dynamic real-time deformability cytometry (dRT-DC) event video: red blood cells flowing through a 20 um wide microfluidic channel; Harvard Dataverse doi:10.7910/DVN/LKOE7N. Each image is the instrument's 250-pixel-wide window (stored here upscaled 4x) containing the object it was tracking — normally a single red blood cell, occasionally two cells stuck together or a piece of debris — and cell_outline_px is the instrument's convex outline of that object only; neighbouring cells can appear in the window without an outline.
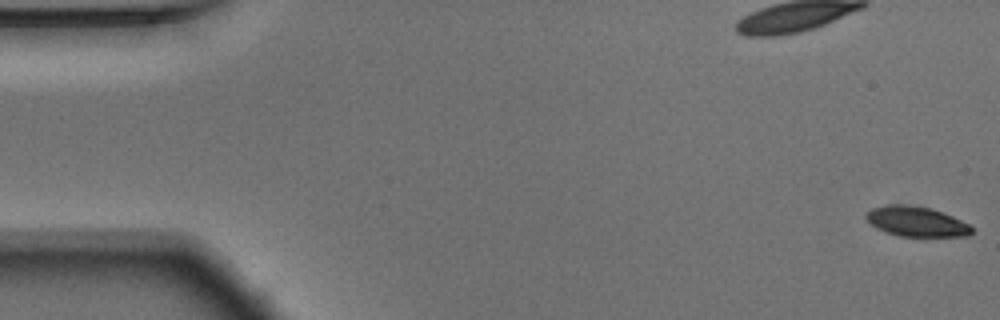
{"species": "Egyptian fruit bat (a non-hibernating species)", "species_latin": "Rousettus aegyptiacus", "temperature_condition": "warm", "stored_images_in_passage": 54, "camera_frame_rate_fps": 3000, "um_per_image_px": 0.085, "animal": {"sex": "male"}, "frame": {"image": 1, "passage_image": 1, "time_ms": 0.0, "image_size_px": [1000, 320], "cell_outline_px": [[972, 232], [968, 236], [900, 236], [884, 232], [876, 228], [864, 216], [872, 208], [884, 204], [908, 204], [932, 208], [952, 216], [968, 224], [972, 228]], "centroid_in_image_um": [77.86, 18.82], "position_along_channel_um": 7.1, "area_um2": 18.5}}
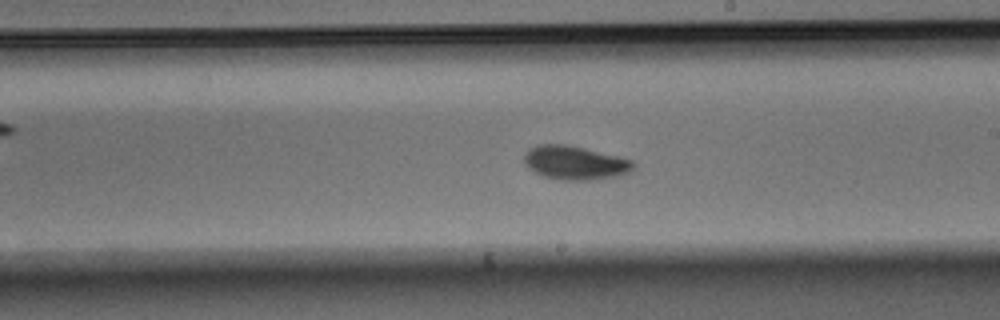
{"frame": {"image": 2, "passage_image": 31, "time_ms": 10.0, "image_size_px": [1000, 320], "cell_outline_px": [[636, 168], [632, 172], [620, 176], [588, 180], [560, 180], [544, 176], [528, 168], [524, 160], [524, 156], [528, 148], [540, 144], [564, 144], [584, 148], [632, 160], [636, 164]], "centroid_in_image_um": [48.91, 13.84], "position_along_channel_um": 240.1, "area_um2": 21.56}}
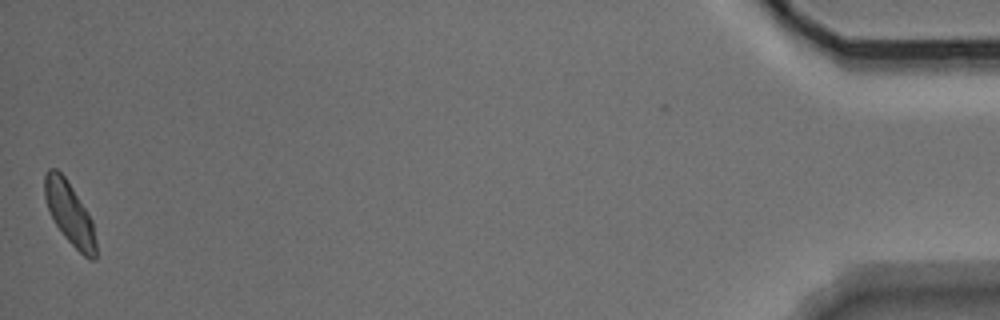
{"frame": {"image": 3, "passage_image": 54, "time_ms": 17.667, "image_size_px": [1000, 320], "cell_outline_px": [[96, 260], [92, 260], [84, 256], [64, 236], [56, 224], [48, 208], [44, 196], [44, 172], [48, 168], [56, 168], [64, 176], [88, 212], [92, 220], [96, 240]], "centroid_in_image_um": [5.91, 18.12], "position_along_channel_um": 429.3, "area_um2": 18.5}, "authors_computed_cell_mechanics": {"area_um2": 19.941, "velocity_mm_per_s": 3.7271, "shape_relaxation_time_tau1_ms": 3.2964, "shape_relaxation_time_tau2_ms": 2.8347, "deformation_change_tau1": 0.1105, "deformation_change_tau2": 0.0657}}